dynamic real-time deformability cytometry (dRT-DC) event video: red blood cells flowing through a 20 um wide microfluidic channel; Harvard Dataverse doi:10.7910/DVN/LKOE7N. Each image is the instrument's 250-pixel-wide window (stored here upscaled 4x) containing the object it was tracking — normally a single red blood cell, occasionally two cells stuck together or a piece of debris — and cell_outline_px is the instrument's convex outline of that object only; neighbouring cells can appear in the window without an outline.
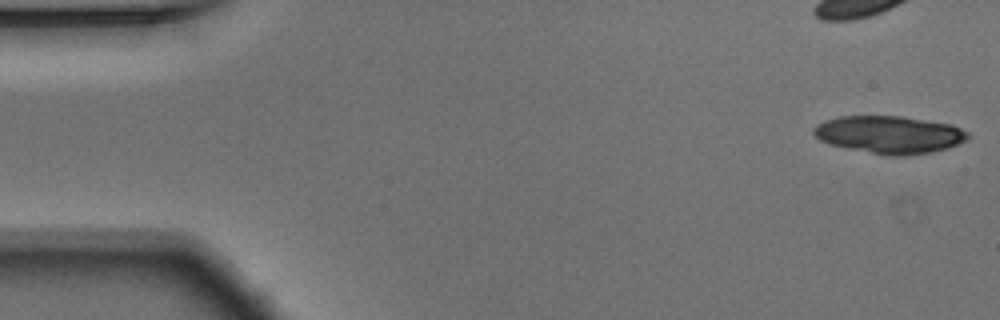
{"species": "Egyptian fruit bat (a non-hibernating species)", "species_latin": "Rousettus aegyptiacus", "temperature_condition": "warm", "stored_images_in_passage": 52, "camera_frame_rate_fps": 3000, "um_per_image_px": 0.085, "animal": {"sex": "male"}, "frame": {"image": 1, "passage_image": 1, "time_ms": 0.0, "image_size_px": [1000, 320], "cell_outline_px": [[972, 136], [968, 140], [948, 148], [932, 152], [904, 156], [888, 156], [828, 144], [820, 140], [812, 132], [812, 128], [816, 124], [824, 120], [836, 116], [900, 116], [952, 124], [968, 132]], "centroid_in_image_um": [75.6, 11.44], "position_along_channel_um": 9.4, "area_um2": 34.1}}
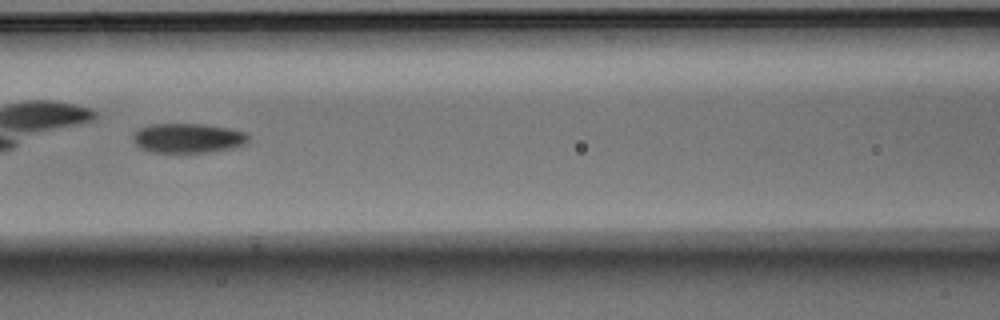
{"frame": {"image": 2, "passage_image": 23, "time_ms": 7.333, "image_size_px": [1000, 320], "cell_outline_px": [[248, 140], [244, 144], [232, 148], [212, 152], [152, 152], [140, 148], [136, 144], [132, 136], [140, 128], [152, 124], [204, 124], [228, 128], [244, 132], [248, 136]], "centroid_in_image_um": [15.97, 11.74], "position_along_channel_um": 150.6, "area_um2": 19.71}, "authors_computed_cell_mechanics": {"area_um2": 20.9814, "velocity_mm_per_s": 3.7595, "shape_relaxation_time_tau1_ms": 2.9737, "shape_relaxation_time_tau2_ms": 3.4907, "deformation_change_tau1": 0.142, "deformation_change_tau2": 0.1066}}